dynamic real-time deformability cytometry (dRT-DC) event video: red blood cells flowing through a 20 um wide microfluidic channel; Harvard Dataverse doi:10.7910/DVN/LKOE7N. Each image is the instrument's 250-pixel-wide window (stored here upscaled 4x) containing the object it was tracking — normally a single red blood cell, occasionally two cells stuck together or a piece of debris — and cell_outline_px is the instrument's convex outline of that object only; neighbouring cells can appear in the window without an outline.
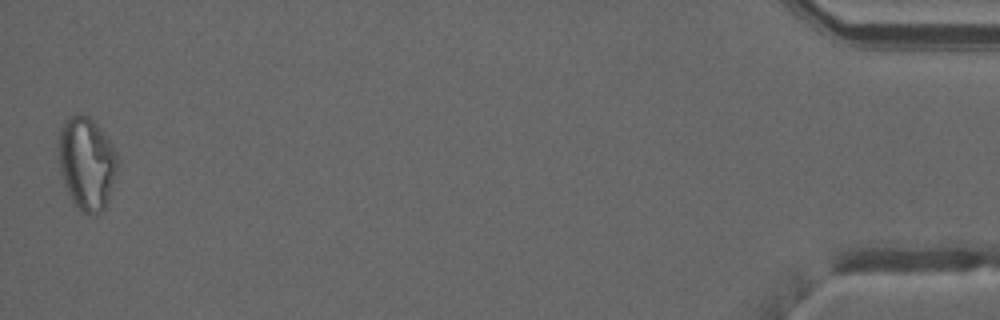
{"species": "common noctule bat (a hibernating species)", "species_latin": "Nyctalus noctula", "temperature_condition": "warm", "stored_images_in_passage": 49, "camera_frame_rate_fps": 3000, "um_per_image_px": 0.085, "animal": {"sex": "male", "forearm_length_mm": 52.5}, "frame": {"image": 1, "passage_image": 49, "time_ms": 16.0, "image_size_px": [1000, 320], "cell_outline_px": [[116, 172], [108, 200], [104, 208], [96, 216], [88, 216], [72, 200], [64, 184], [60, 172], [60, 128], [64, 120], [68, 116], [76, 112], [88, 116], [96, 124], [112, 144], [116, 152]], "centroid_in_image_um": [7.37, 13.87], "position_along_channel_um": 427.8, "area_um2": 31.5}, "authors_computed_cell_mechanics": {"area_um2": 27.5706, "velocity_mm_per_s": 4.0663, "shape_relaxation_time_tau1_ms": null, "shape_relaxation_time_tau2_ms": 1.5163, "deformation_change_tau1": null, "deformation_change_tau2": 0.0827}}